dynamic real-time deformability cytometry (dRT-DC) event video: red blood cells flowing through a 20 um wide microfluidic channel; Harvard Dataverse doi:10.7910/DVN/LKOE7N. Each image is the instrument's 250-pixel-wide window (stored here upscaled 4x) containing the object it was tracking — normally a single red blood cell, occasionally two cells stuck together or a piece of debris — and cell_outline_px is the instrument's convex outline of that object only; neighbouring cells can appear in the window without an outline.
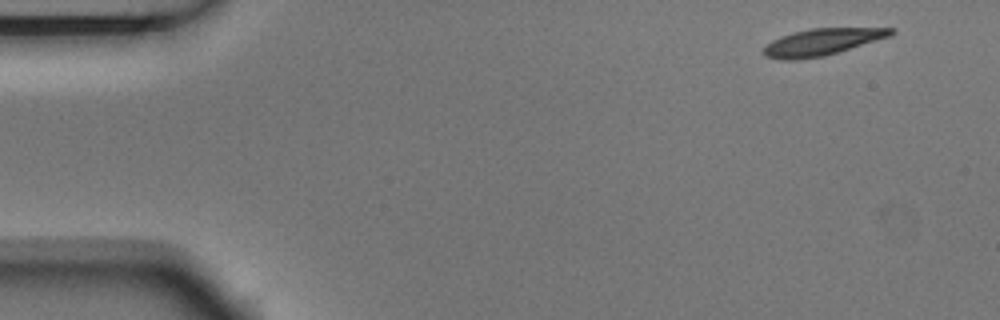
{"species": "Egyptian fruit bat (a non-hibernating species)", "species_latin": "Rousettus aegyptiacus", "temperature_condition": "room temperature", "stored_images_in_passage": 4, "camera_frame_rate_fps": 3000, "um_per_image_px": 0.085, "animal": {"sex": "male"}, "frame": {"image": 1, "passage_image": 1, "time_ms": 0.0, "image_size_px": [1000, 320], "cell_outline_px": [[896, 32], [888, 36], [824, 56], [796, 60], [784, 60], [764, 56], [760, 52], [772, 40], [780, 36], [792, 32], [812, 28], [896, 28]], "centroid_in_image_um": [69.8, 3.57], "position_along_channel_um": 15.2, "area_um2": 19.65}}
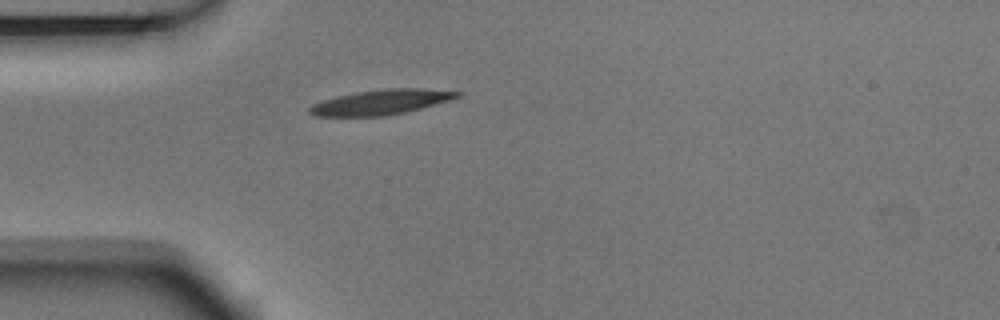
{"frame": {"image": 2, "passage_image": 4, "time_ms": 1.0, "image_size_px": [1000, 320], "cell_outline_px": [[464, 92], [460, 96], [448, 100], [420, 108], [404, 112], [384, 116], [316, 116], [308, 112], [308, 108], [312, 104], [336, 96], [356, 92], [388, 88], [424, 88]], "centroid_in_image_um": [32.37, 8.67], "position_along_channel_um": 52.6, "area_um2": 21.33}}